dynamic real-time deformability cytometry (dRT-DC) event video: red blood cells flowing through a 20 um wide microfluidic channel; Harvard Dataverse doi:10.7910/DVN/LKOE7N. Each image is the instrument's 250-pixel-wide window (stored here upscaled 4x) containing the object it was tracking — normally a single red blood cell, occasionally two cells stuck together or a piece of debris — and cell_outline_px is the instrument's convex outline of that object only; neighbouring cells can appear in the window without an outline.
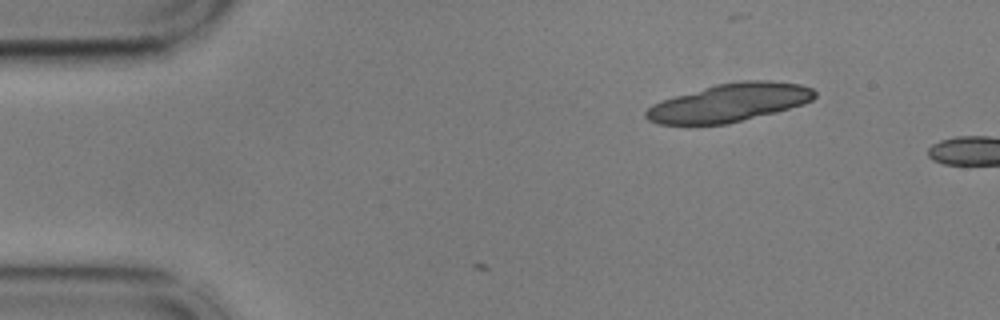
{"species": "common noctule bat (a hibernating species)", "species_latin": "Nyctalus noctula", "temperature_condition": "cold", "stored_images_in_passage": 8, "segment_of_instrument_passage": [2, 2], "camera_frame_rate_fps": 3000, "um_per_image_px": 0.085, "animal": {"sex": "male", "body_mass_g": 17.9, "forearm_length_mm": 54.2}, "frame": {"image": 1, "passage_image": 6, "time_ms": 1.667, "image_size_px": [1000, 320], "cell_outline_px": [[812, 96], [808, 100], [796, 104], [732, 120], [712, 124], [672, 124], [656, 120], [732, 84], [788, 84], [804, 88], [812, 92]], "centroid_in_image_um": [62.74, 8.79], "position_along_channel_um": 22.3, "area_um2": 25.89}}